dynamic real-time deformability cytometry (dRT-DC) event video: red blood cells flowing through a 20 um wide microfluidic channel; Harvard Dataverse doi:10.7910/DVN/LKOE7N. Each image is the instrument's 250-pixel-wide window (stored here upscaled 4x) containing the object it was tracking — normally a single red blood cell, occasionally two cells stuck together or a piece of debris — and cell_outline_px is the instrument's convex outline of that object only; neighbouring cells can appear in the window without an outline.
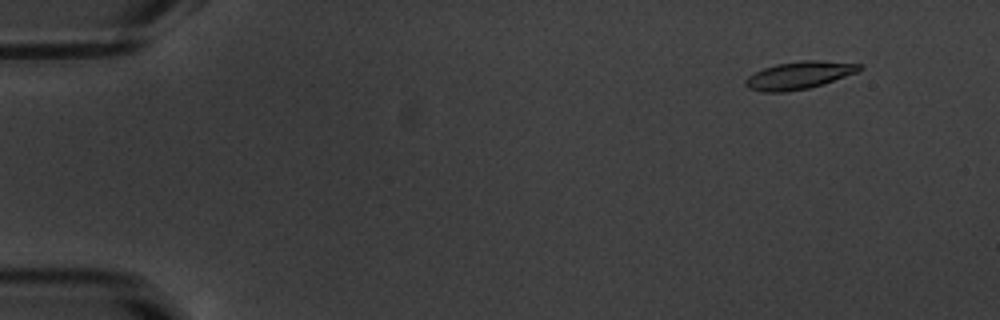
{"species": "common noctule bat (a hibernating species)", "species_latin": "Nyctalus noctula", "temperature_condition": "warm", "stored_images_in_passage": 55, "camera_frame_rate_fps": 3000, "um_per_image_px": 0.085, "animal": {"sex": "male", "body_mass_g": 20.1, "forearm_length_mm": 53.5}, "frame": {"image": 1, "passage_image": 6, "time_ms": 1.667, "image_size_px": [1000, 320], "cell_outline_px": [[864, 68], [856, 72], [824, 84], [808, 88], [788, 92], [764, 92], [748, 88], [744, 84], [744, 80], [748, 76], [764, 68], [776, 64], [800, 60], [816, 60], [864, 64]], "centroid_in_image_um": [67.93, 6.4], "position_along_channel_um": 17.1, "area_um2": 18.38}}
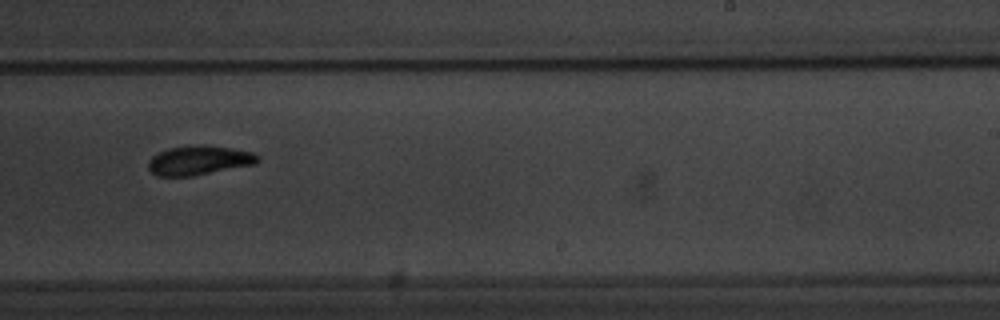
{"frame": {"image": 2, "passage_image": 35, "time_ms": 11.333, "image_size_px": [1000, 320], "cell_outline_px": [[260, 160], [256, 164], [192, 176], [156, 176], [148, 168], [148, 160], [152, 156], [168, 148], [196, 144], [208, 144], [232, 148], [252, 152], [260, 156]], "centroid_in_image_um": [16.93, 13.61], "position_along_channel_um": 272.1, "area_um2": 18.96}}
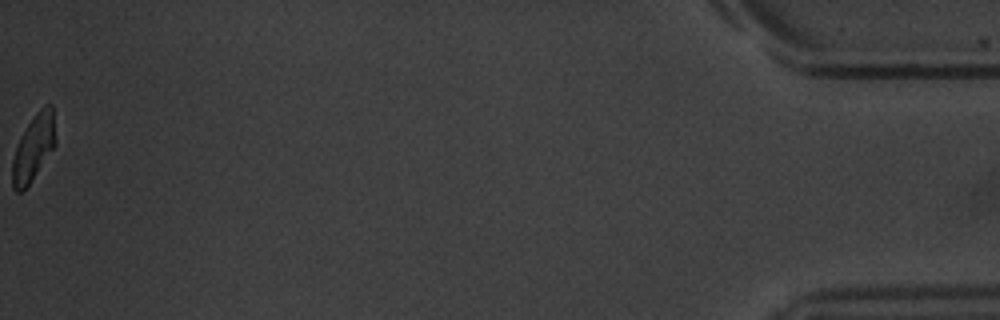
{"frame": {"image": 3, "passage_image": 55, "time_ms": 18.0, "image_size_px": [1000, 320], "cell_outline_px": [[56, 144], [28, 184], [20, 192], [16, 192], [12, 188], [12, 160], [16, 144], [20, 136], [36, 112], [44, 104], [52, 104], [56, 140]], "centroid_in_image_um": [2.84, 12.52], "position_along_channel_um": 432.4, "area_um2": 16.53}, "authors_computed_cell_mechanics": {"area_um2": 18.3226, "velocity_mm_per_s": 3.8001, "shape_relaxation_time_tau1_ms": 2.9419, "shape_relaxation_time_tau2_ms": 3.3354, "deformation_change_tau1": 0.1318, "deformation_change_tau2": 0.0901}}